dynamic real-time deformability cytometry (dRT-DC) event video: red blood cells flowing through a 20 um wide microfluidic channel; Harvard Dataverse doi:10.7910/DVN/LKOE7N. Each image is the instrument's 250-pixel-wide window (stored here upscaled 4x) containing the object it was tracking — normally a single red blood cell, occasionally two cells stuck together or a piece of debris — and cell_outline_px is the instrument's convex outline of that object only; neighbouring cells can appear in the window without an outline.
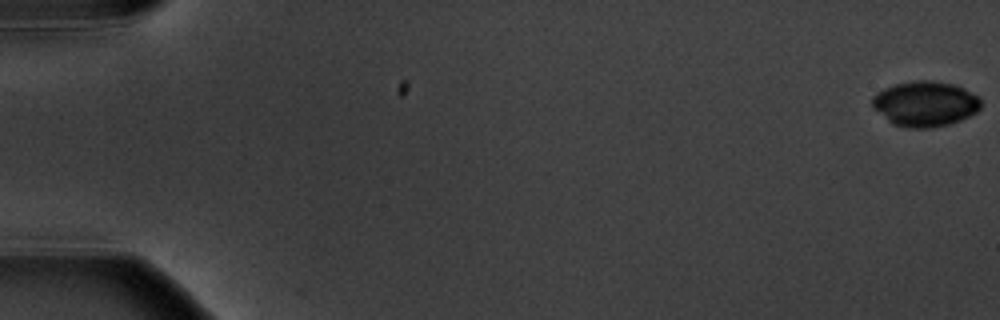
{"species": "common noctule bat (a hibernating species)", "species_latin": "Nyctalus noctula", "temperature_condition": "warm", "stored_images_in_passage": 7, "camera_frame_rate_fps": 3000, "um_per_image_px": 0.085, "animal": {"sex": "male", "body_mass_g": 20.1, "forearm_length_mm": 53.5}, "frame": {"image": 1, "passage_image": 1, "time_ms": 0.0, "image_size_px": [1000, 320], "cell_outline_px": [[980, 108], [976, 112], [960, 120], [948, 124], [928, 128], [908, 128], [896, 124], [888, 120], [872, 108], [872, 96], [876, 92], [884, 88], [896, 84], [912, 80], [932, 80], [956, 84], [964, 88], [976, 96], [980, 100]], "centroid_in_image_um": [78.61, 8.8], "position_along_channel_um": 6.4, "area_um2": 28.61}}
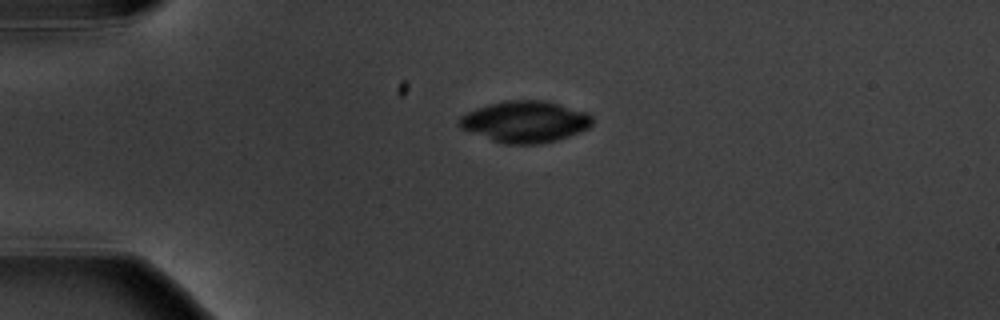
{"frame": {"image": 2, "passage_image": 5, "time_ms": 4.667, "image_size_px": [1000, 320], "cell_outline_px": [[592, 124], [588, 128], [568, 136], [556, 140], [540, 144], [504, 144], [492, 140], [460, 128], [456, 124], [460, 116], [476, 108], [488, 104], [504, 100], [544, 100], [560, 104], [588, 112], [592, 116]], "centroid_in_image_um": [44.62, 10.33], "position_along_channel_um": 40.4, "area_um2": 32.25}}